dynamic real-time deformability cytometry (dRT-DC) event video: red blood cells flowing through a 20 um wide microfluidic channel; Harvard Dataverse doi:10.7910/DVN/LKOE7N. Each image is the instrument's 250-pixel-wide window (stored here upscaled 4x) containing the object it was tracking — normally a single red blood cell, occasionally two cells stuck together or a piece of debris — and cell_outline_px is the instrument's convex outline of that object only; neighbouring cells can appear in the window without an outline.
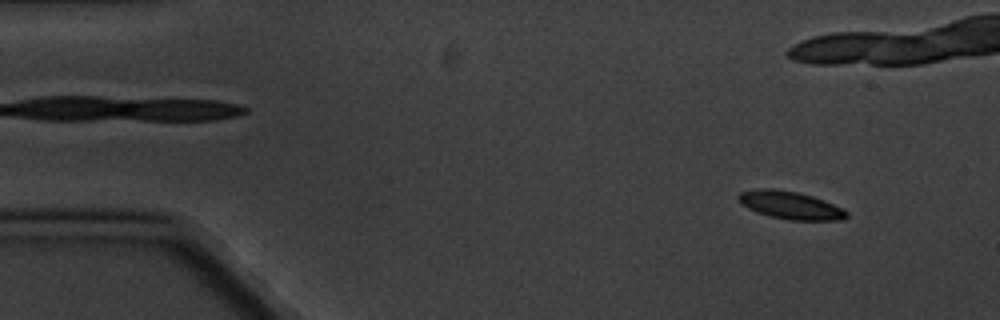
{"species": "common noctule bat (a hibernating species)", "species_latin": "Nyctalus noctula", "temperature_condition": "cold", "stored_images_in_passage": 8, "camera_frame_rate_fps": 3000, "um_per_image_px": 0.085, "animal": {"sex": "male", "body_mass_g": 20.1, "forearm_length_mm": 53.5}, "frame": {"image": 1, "passage_image": 1, "time_ms": 0.0, "image_size_px": [1000, 320], "cell_outline_px": [[848, 216], [844, 220], [788, 220], [768, 216], [756, 212], [740, 204], [736, 196], [740, 192], [760, 188], [772, 188], [800, 192], [824, 200], [848, 212]], "centroid_in_image_um": [67.14, 17.44], "position_along_channel_um": 17.9, "area_um2": 17.69}}